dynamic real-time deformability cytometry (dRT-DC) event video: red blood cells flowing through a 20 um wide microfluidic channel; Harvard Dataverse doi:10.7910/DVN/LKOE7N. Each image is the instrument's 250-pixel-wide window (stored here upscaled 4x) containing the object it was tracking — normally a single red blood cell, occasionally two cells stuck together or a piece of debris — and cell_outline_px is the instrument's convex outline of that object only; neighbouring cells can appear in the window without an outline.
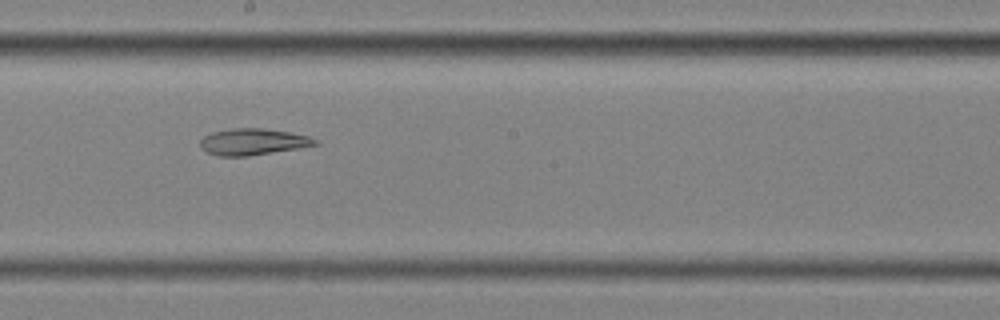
{"species": "common noctule bat (a hibernating species)", "species_latin": "Nyctalus noctula", "temperature_condition": "cold", "stored_images_in_passage": 8, "camera_frame_rate_fps": 3000, "um_per_image_px": 0.085, "animal": {"sex": "female", "body_mass_g": 25.1}, "frame": {"image": 1, "passage_image": 6, "time_ms": 1.667, "image_size_px": [1000, 320], "cell_outline_px": [[320, 144], [248, 156], [220, 156], [208, 152], [200, 148], [200, 140], [204, 136], [212, 132], [232, 128], [264, 128], [288, 132], [308, 136], [320, 140]], "centroid_in_image_um": [21.49, 12.04], "position_along_channel_um": 226.7, "area_um2": 17.63}}